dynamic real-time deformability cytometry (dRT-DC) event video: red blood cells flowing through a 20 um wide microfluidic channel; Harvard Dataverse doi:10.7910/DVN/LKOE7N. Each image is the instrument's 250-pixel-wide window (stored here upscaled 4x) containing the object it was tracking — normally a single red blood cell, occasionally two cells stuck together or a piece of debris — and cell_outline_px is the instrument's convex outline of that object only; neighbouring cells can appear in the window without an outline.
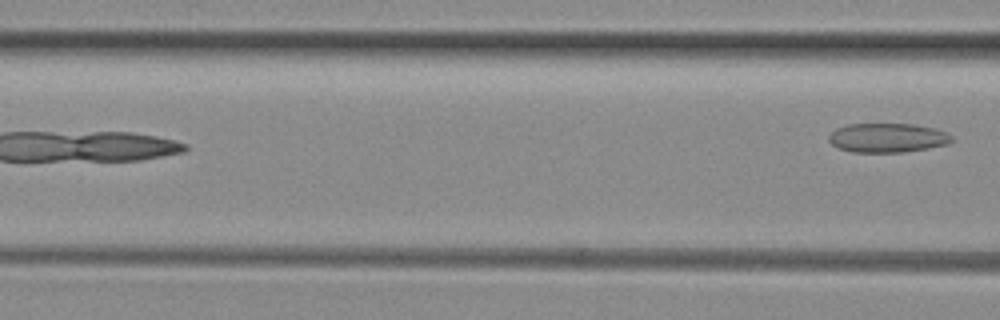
{"species": "common noctule bat (a hibernating species)", "species_latin": "Nyctalus noctula", "temperature_condition": "room temperature", "stored_images_in_passage": 5, "camera_frame_rate_fps": 3000, "um_per_image_px": 0.085, "animal": {"sex": "female", "body_mass_g": 29.2, "forearm_length_mm": 56.3}, "frame": {"image": 1, "passage_image": 5, "time_ms": 1.333, "image_size_px": [1000, 320], "cell_outline_px": [[952, 140], [948, 144], [928, 148], [904, 152], [852, 152], [840, 148], [832, 144], [828, 140], [828, 136], [836, 128], [848, 124], [912, 124], [932, 128], [948, 132], [952, 136]], "centroid_in_image_um": [75.43, 11.71], "position_along_channel_um": 91.2, "area_um2": 20.87}}